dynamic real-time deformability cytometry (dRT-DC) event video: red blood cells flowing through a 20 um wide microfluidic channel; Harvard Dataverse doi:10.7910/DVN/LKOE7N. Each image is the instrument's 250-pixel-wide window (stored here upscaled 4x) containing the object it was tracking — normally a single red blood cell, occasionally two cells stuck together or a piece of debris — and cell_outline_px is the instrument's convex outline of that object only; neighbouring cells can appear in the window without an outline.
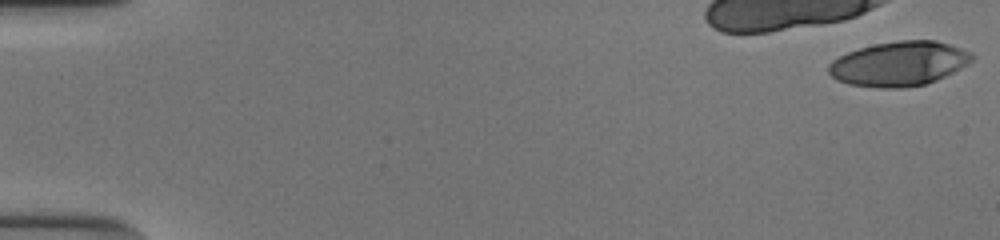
{"species": "human", "species_latin": "Homo sapiens", "temperature_condition": "cold", "stored_images_in_passage": 17, "camera_frame_rate_fps": 3000, "um_per_image_px": 0.085, "donor": {"sex": "male"}, "frame": {"image": 1, "passage_image": 1, "time_ms": 0.0, "image_size_px": [1000, 240], "cell_outline_px": [[976, 56], [968, 64], [936, 80], [924, 84], [904, 88], [876, 88], [848, 84], [836, 80], [828, 72], [828, 64], [832, 60], [848, 52], [860, 48], [876, 44], [900, 40], [936, 40], [972, 52]], "centroid_in_image_um": [76.41, 5.42], "position_along_channel_um": 8.6, "area_um2": 37.22}}